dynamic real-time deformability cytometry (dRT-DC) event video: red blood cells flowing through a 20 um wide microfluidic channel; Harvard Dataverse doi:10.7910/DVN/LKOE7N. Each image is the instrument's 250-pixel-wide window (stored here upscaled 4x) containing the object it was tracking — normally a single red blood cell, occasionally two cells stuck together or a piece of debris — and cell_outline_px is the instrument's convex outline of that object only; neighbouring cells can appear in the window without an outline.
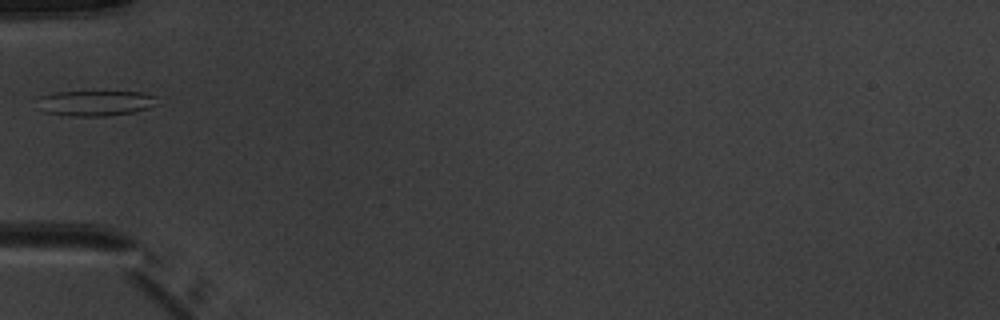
{"species": "common noctule bat (a hibernating species)", "species_latin": "Nyctalus noctula", "temperature_condition": "warm", "stored_images_in_passage": 3, "camera_frame_rate_fps": 3000, "um_per_image_px": 0.085, "animal": {"sex": "male", "body_mass_g": 20.1, "forearm_length_mm": 53.5}, "frame": {"image": 1, "passage_image": 3, "time_ms": 3.0, "image_size_px": [1000, 320], "cell_outline_px": [[160, 104], [136, 112], [104, 116], [72, 116], [48, 112], [36, 108], [40, 96], [56, 92], [144, 92], [156, 96]], "centroid_in_image_um": [8.17, 8.76], "position_along_channel_um": 76.8, "area_um2": 17.86}}